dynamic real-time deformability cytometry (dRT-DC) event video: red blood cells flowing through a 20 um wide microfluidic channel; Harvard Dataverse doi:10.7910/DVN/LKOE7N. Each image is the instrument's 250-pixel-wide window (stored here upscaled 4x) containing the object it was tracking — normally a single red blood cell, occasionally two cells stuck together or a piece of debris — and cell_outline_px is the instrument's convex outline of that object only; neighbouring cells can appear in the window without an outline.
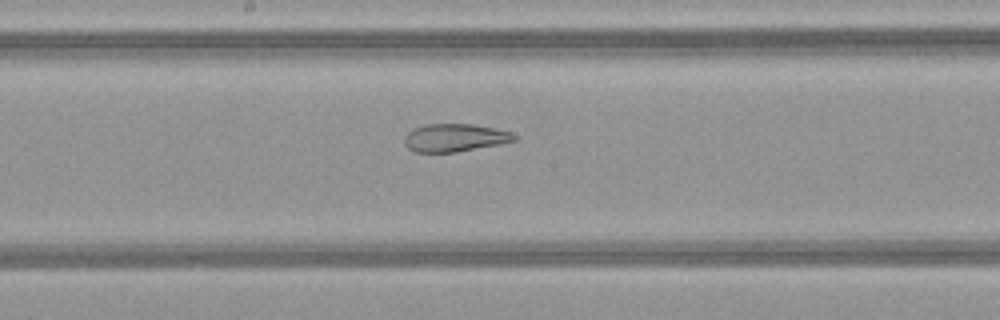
{"species": "common noctule bat (a hibernating species)", "species_latin": "Nyctalus noctula", "temperature_condition": "warm", "stored_images_in_passage": 43, "camera_frame_rate_fps": 3000, "um_per_image_px": 0.085, "animal": {"sex": "female", "body_mass_g": 21.9}, "frame": {"image": 1, "passage_image": 20, "time_ms": 6.333, "image_size_px": [1000, 320], "cell_outline_px": [[516, 140], [500, 144], [456, 152], [416, 152], [408, 148], [404, 144], [404, 136], [412, 128], [424, 124], [472, 124], [512, 132], [516, 136]], "centroid_in_image_um": [38.62, 11.7], "position_along_channel_um": 209.6, "area_um2": 17.86}}
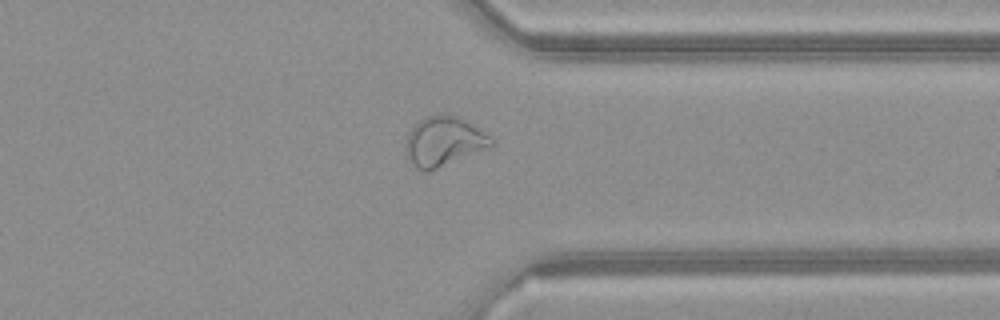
{"frame": {"image": 2, "passage_image": 32, "time_ms": 10.333, "image_size_px": [1000, 320], "cell_outline_px": [[496, 144], [428, 172], [424, 172], [416, 168], [408, 160], [404, 144], [408, 132], [420, 120], [428, 116], [440, 112], [444, 112], [456, 116], [464, 120], [496, 140]], "centroid_in_image_um": [37.68, 12.01], "position_along_channel_um": 373.7, "area_um2": 24.68}}
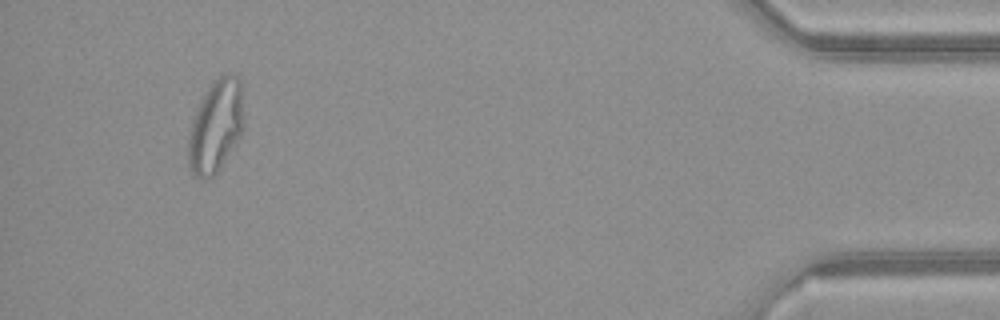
{"frame": {"image": 3, "passage_image": 40, "time_ms": 13.0, "image_size_px": [1000, 320], "cell_outline_px": [[244, 128], [240, 136], [220, 168], [212, 176], [204, 180], [200, 180], [192, 172], [188, 164], [188, 132], [196, 108], [200, 100], [212, 80], [224, 72], [228, 72], [240, 76], [244, 120]], "centroid_in_image_um": [18.34, 10.67], "position_along_channel_um": 416.9, "area_um2": 30.58}, "authors_computed_cell_mechanics": {"area_um2": 24.6806, "velocity_mm_per_s": 4.1503, "shape_relaxation_time_tau1_ms": null, "shape_relaxation_time_tau2_ms": 1.2621, "deformation_change_tau1": null, "deformation_change_tau2": 0.0824}}